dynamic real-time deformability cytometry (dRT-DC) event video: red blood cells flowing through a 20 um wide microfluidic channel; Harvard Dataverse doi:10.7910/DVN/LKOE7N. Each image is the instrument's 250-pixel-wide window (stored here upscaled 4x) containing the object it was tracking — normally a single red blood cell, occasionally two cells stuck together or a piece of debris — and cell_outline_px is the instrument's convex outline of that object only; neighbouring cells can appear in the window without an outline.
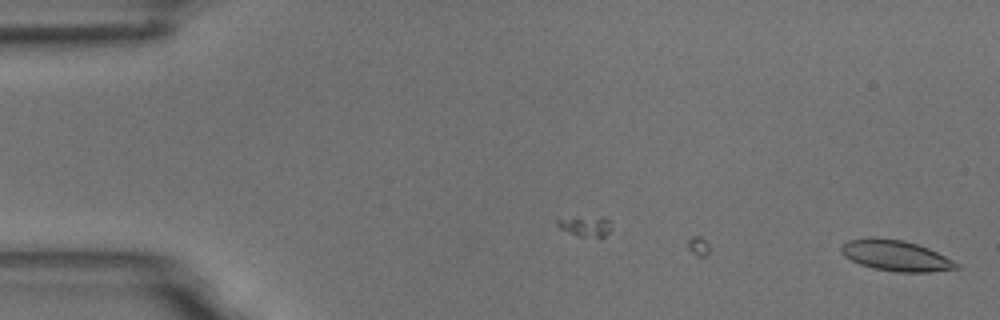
{"species": "common noctule bat (a hibernating species)", "species_latin": "Nyctalus noctula", "temperature_condition": "room temperature", "stored_images_in_passage": 8, "camera_frame_rate_fps": 3000, "um_per_image_px": 0.085, "animal": {"sex": "male", "body_mass_g": 18.8}, "frame": {"image": 1, "passage_image": 8, "time_ms": 2.333, "image_size_px": [1000, 320], "cell_outline_px": [[960, 268], [932, 272], [896, 272], [872, 268], [860, 264], [844, 256], [840, 252], [840, 244], [848, 240], [868, 236], [876, 236], [904, 240], [928, 248], [960, 264]], "centroid_in_image_um": [76.09, 21.71], "position_along_channel_um": 8.9, "area_um2": 20.98}}